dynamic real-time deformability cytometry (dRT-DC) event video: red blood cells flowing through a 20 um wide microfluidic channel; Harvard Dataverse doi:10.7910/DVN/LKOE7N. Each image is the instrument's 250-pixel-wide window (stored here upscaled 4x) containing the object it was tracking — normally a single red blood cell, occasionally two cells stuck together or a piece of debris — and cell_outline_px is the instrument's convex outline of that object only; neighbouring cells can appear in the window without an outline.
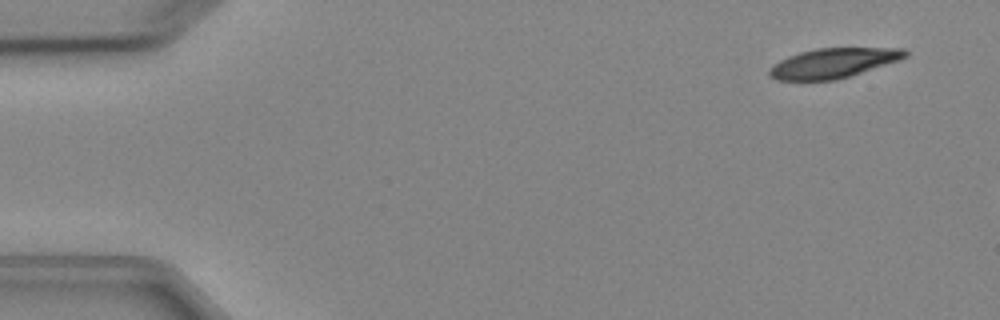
{"species": "Egyptian fruit bat (a non-hibernating species)", "species_latin": "Rousettus aegyptiacus", "temperature_condition": "cold", "stored_images_in_passage": 3, "camera_frame_rate_fps": 3000, "um_per_image_px": 0.085, "animal": {"sex": "female"}, "frame": {"image": 1, "passage_image": 1, "time_ms": 0.0, "image_size_px": [1000, 320], "cell_outline_px": [[908, 56], [900, 60], [836, 80], [776, 80], [768, 76], [768, 72], [772, 64], [788, 56], [800, 52], [816, 48], [904, 48], [908, 52]], "centroid_in_image_um": [70.81, 5.36], "position_along_channel_um": 14.2, "area_um2": 23.58}}